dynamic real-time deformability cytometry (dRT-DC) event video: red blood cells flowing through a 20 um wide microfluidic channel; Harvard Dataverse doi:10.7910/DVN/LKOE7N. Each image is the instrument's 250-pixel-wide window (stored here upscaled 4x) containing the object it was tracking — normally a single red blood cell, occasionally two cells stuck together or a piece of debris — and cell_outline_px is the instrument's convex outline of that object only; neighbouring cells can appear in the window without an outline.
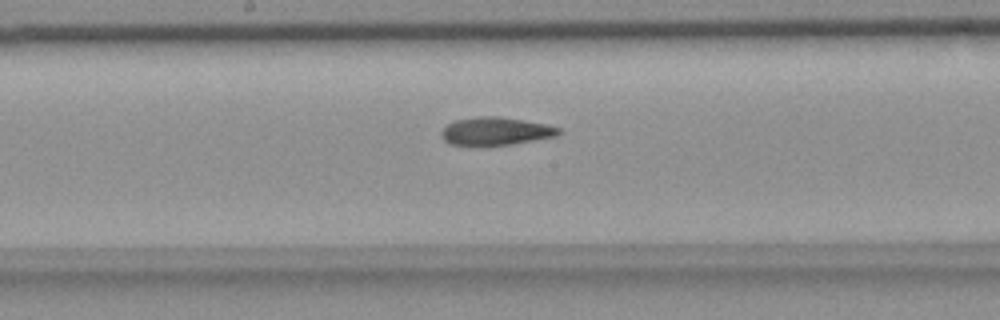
{"species": "common noctule bat (a hibernating species)", "species_latin": "Nyctalus noctula", "temperature_condition": "room temperature", "stored_images_in_passage": 33, "camera_frame_rate_fps": 3000, "um_per_image_px": 0.085, "animal": {"sex": "female", "body_mass_g": 18.4}, "frame": {"image": 1, "passage_image": 12, "time_ms": 3.667, "image_size_px": [1000, 320], "cell_outline_px": [[564, 132], [556, 136], [512, 144], [480, 148], [452, 144], [444, 140], [440, 136], [440, 132], [448, 124], [456, 120], [476, 116], [496, 116], [548, 124], [560, 128]], "centroid_in_image_um": [42.12, 11.18], "position_along_channel_um": 206.1, "area_um2": 19.71}}
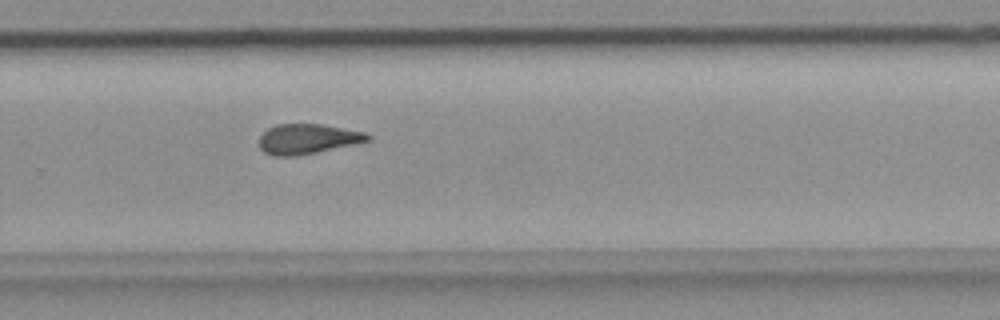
{"frame": {"image": 2, "passage_image": 20, "time_ms": 6.333, "image_size_px": [1000, 320], "cell_outline_px": [[372, 140], [316, 152], [292, 156], [272, 156], [264, 152], [260, 148], [260, 136], [268, 128], [276, 124], [320, 124], [364, 132], [372, 136]], "centroid_in_image_um": [26.13, 11.81], "position_along_channel_um": 303.7, "area_um2": 18.79}}
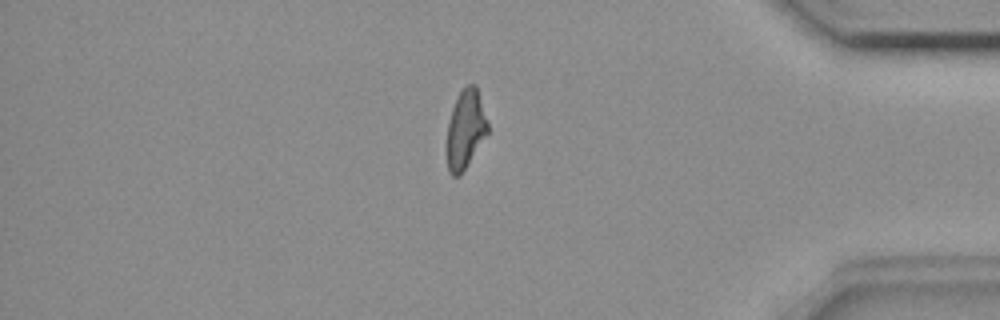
{"frame": {"image": 3, "passage_image": 30, "time_ms": 9.667, "image_size_px": [1000, 320], "cell_outline_px": [[488, 132], [460, 176], [452, 176], [448, 172], [448, 120], [452, 108], [460, 92], [468, 84], [476, 84], [488, 124]], "centroid_in_image_um": [39.57, 10.98], "position_along_channel_um": 395.6, "area_um2": 18.32}}